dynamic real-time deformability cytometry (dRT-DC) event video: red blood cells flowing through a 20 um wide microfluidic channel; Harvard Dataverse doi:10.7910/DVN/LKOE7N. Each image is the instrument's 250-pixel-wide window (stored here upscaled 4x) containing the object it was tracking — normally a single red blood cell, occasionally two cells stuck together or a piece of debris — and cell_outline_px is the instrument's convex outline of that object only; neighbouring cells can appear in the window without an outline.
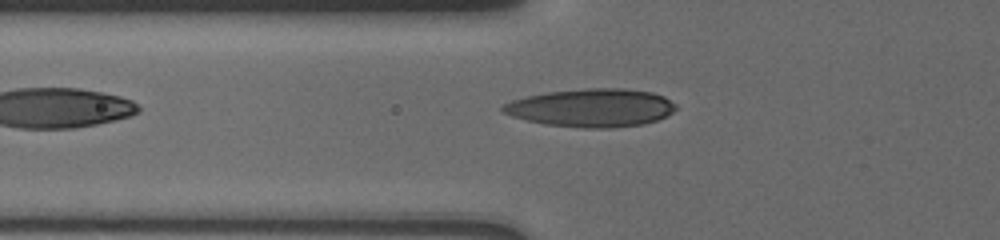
{"species": "human", "species_latin": "Homo sapiens", "temperature_condition": "cold", "stored_images_in_passage": 3, "camera_frame_rate_fps": 3000, "um_per_image_px": 0.085, "donor": {"sex": "male"}, "frame": {"image": 1, "passage_image": 3, "time_ms": 2.0, "image_size_px": [1000, 240], "cell_outline_px": [[676, 108], [672, 112], [656, 120], [640, 124], [612, 128], [584, 128], [544, 124], [512, 116], [500, 112], [500, 108], [504, 104], [512, 100], [544, 92], [588, 88], [620, 88], [652, 92], [664, 96], [676, 104]], "centroid_in_image_um": [50.24, 9.16], "position_along_channel_um": 75.6, "area_um2": 38.38}}